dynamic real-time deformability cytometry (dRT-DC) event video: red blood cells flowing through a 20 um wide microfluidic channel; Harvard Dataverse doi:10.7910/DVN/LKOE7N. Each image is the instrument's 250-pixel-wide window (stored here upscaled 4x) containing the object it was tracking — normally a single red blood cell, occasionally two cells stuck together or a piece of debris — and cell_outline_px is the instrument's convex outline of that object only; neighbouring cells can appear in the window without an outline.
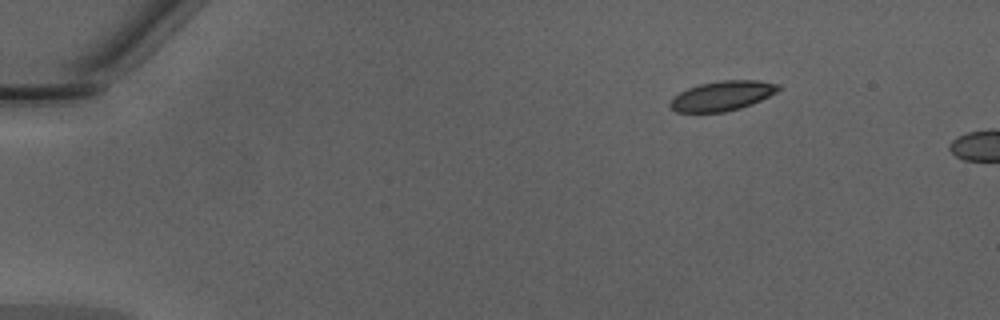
{"species": "Egyptian fruit bat (a non-hibernating species)", "species_latin": "Rousettus aegyptiacus", "temperature_condition": "warm", "stored_images_in_passage": 7, "camera_frame_rate_fps": 3000, "um_per_image_px": 0.085, "animal": {"sex": "male"}, "frame": {"image": 1, "passage_image": 1, "time_ms": 0.0, "image_size_px": [1000, 320], "cell_outline_px": [[780, 88], [776, 92], [760, 100], [740, 108], [724, 112], [676, 112], [668, 104], [672, 96], [688, 88], [700, 84], [720, 80], [760, 80], [780, 84]], "centroid_in_image_um": [61.36, 8.14], "position_along_channel_um": 23.6, "area_um2": 18.73}}